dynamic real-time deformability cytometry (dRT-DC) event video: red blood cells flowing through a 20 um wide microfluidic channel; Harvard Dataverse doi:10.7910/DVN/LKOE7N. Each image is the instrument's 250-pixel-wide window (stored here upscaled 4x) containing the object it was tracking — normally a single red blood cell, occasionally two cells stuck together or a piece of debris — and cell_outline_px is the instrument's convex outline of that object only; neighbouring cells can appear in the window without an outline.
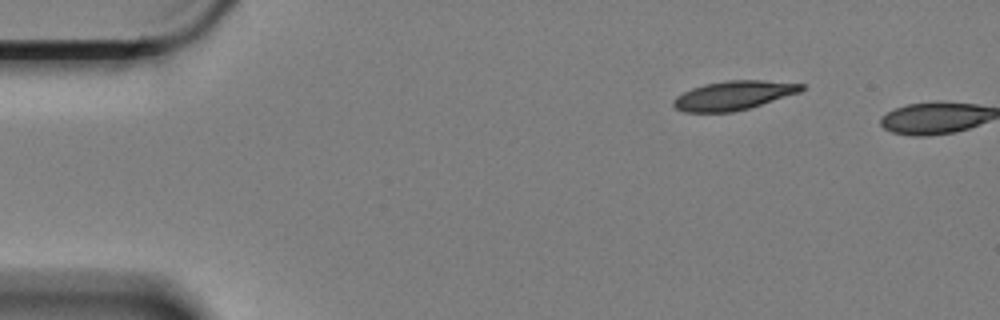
{"species": "Egyptian fruit bat (a non-hibernating species)", "species_latin": "Rousettus aegyptiacus", "temperature_condition": "cold", "stored_images_in_passage": 2, "camera_frame_rate_fps": 3000, "um_per_image_px": 0.085, "animal": {"sex": "female"}, "frame": {"image": 1, "passage_image": 1, "time_ms": 0.0, "image_size_px": [1000, 320], "cell_outline_px": [[804, 88], [800, 92], [748, 108], [732, 112], [684, 112], [676, 108], [672, 104], [672, 100], [676, 96], [692, 88], [704, 84], [728, 80], [764, 80], [804, 84]], "centroid_in_image_um": [62.32, 8.1], "position_along_channel_um": 22.7, "area_um2": 21.5}}